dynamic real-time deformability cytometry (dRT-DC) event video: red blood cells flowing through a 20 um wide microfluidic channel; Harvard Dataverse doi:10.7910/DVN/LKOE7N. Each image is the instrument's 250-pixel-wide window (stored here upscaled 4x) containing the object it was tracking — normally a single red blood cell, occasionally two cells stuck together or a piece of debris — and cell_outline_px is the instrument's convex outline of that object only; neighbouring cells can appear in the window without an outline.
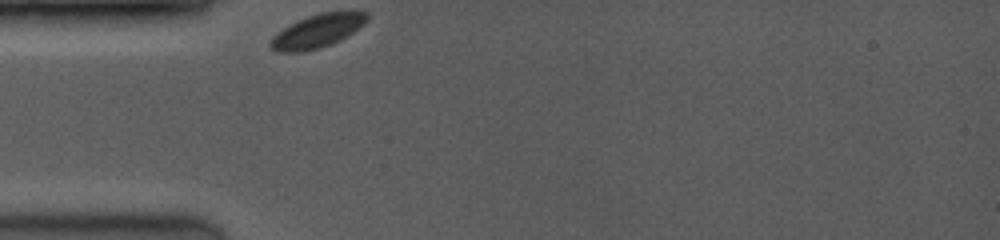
{"species": "common noctule bat (a hibernating species)", "species_latin": "Nyctalus noctula", "temperature_condition": "room temperature", "stored_images_in_passage": 8, "camera_frame_rate_fps": 3500, "um_per_image_px": 0.085, "animal": {"sex": "female", "body_mass_g": 19.0, "forearm_length_mm": 53.3}, "frame": {"image": 1, "passage_image": 1, "time_ms": 0.0, "image_size_px": [1000, 240], "cell_outline_px": [[368, 16], [364, 24], [340, 40], [332, 44], [320, 48], [304, 52], [276, 52], [268, 48], [268, 44], [272, 36], [276, 32], [296, 20], [320, 12], [368, 12]], "centroid_in_image_um": [26.88, 2.66], "position_along_channel_um": 58.1, "area_um2": 18.9}}
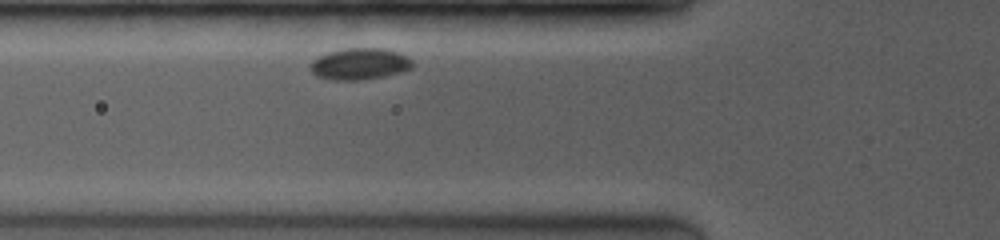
{"frame": {"image": 2, "passage_image": 6, "time_ms": 1.143, "image_size_px": [1000, 240], "cell_outline_px": [[412, 68], [400, 72], [384, 76], [360, 80], [332, 80], [316, 76], [312, 72], [308, 64], [312, 60], [328, 52], [344, 48], [384, 48], [400, 52], [412, 60]], "centroid_in_image_um": [30.55, 5.43], "position_along_channel_um": 95.2, "area_um2": 18.9}}